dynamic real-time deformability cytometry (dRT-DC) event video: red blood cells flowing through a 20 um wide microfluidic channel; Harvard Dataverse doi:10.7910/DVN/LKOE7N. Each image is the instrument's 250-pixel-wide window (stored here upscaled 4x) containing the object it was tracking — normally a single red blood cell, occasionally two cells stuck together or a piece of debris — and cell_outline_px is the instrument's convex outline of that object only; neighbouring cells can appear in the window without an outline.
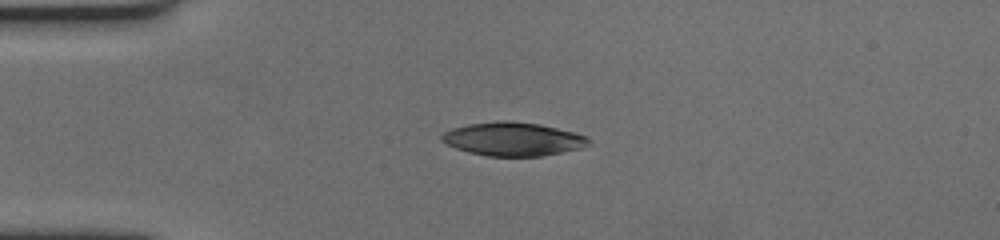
{"species": "human", "species_latin": "Homo sapiens", "temperature_condition": "cold", "stored_images_in_passage": 46, "camera_frame_rate_fps": 3000, "um_per_image_px": 0.085, "donor": {"sex": "female"}, "frame": {"image": 1, "passage_image": 1, "time_ms": 0.0, "image_size_px": [1000, 240], "cell_outline_px": [[592, 144], [580, 148], [540, 156], [488, 156], [468, 152], [456, 148], [440, 140], [440, 136], [444, 132], [452, 128], [468, 124], [500, 120], [508, 120], [540, 124], [588, 136], [592, 140]], "centroid_in_image_um": [43.61, 11.81], "position_along_channel_um": 41.4, "area_um2": 28.73}}
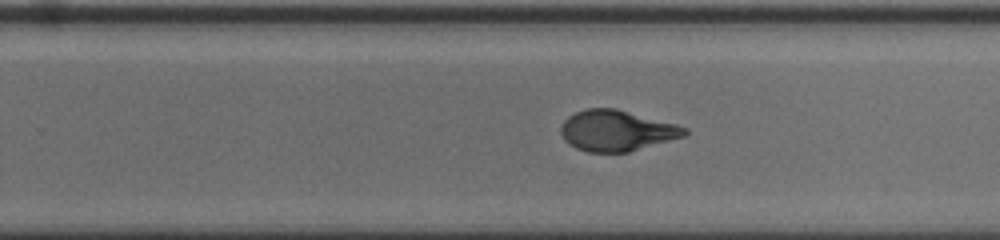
{"frame": {"image": 2, "passage_image": 24, "time_ms": 7.667, "image_size_px": [1000, 240], "cell_outline_px": [[688, 132], [684, 136], [628, 152], [588, 152], [576, 148], [568, 144], [564, 140], [560, 132], [560, 128], [564, 120], [568, 116], [576, 112], [588, 108], [616, 108], [676, 124], [688, 128]], "centroid_in_image_um": [52.39, 11.1], "position_along_channel_um": 277.4, "area_um2": 29.36}}
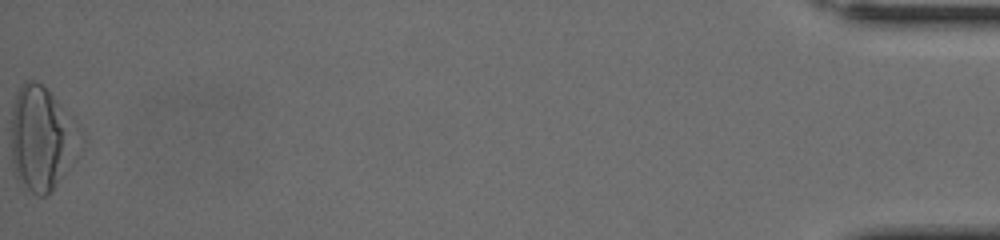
{"frame": {"image": 3, "passage_image": 46, "time_ms": 15.0, "image_size_px": [1000, 240], "cell_outline_px": [[64, 160], [56, 184], [44, 196], [36, 196], [20, 188], [12, 168], [12, 100], [20, 84], [24, 80], [36, 80], [56, 100], [64, 116]], "centroid_in_image_um": [3.12, 11.77], "position_along_channel_um": 432.1, "area_um2": 36.36}, "authors_computed_cell_mechanics": {"area_um2": 29.478, "velocity_mm_per_s": 3.4781, "shape_relaxation_time_tau1_ms": 4.8763, "shape_relaxation_time_tau2_ms": 1.2533, "deformation_change_tau1": 0.1942, "deformation_change_tau2": 0.0589}}